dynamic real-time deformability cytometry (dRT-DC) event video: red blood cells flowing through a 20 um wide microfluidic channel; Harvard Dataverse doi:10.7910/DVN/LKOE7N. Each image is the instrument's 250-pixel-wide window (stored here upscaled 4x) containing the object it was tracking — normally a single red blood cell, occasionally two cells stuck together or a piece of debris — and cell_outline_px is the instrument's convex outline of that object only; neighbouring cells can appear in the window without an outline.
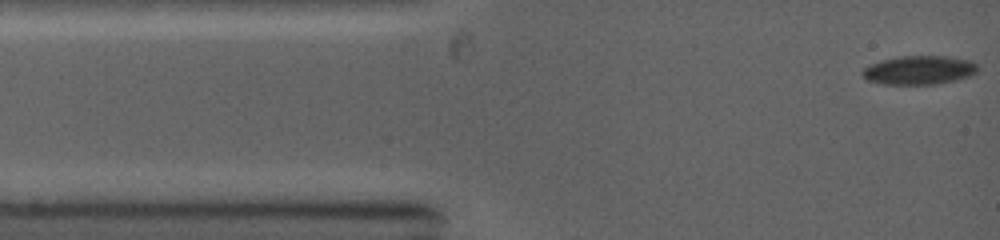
{"species": "common noctule bat (a hibernating species)", "species_latin": "Nyctalus noctula", "temperature_condition": "warm", "stored_images_in_passage": 45, "camera_frame_rate_fps": 5000, "um_per_image_px": 0.085, "animal": {"sex": "female", "body_mass_g": 19.0, "forearm_length_mm": 53.3}, "frame": {"image": 1, "passage_image": 1, "time_ms": 0.0, "image_size_px": [1000, 240], "cell_outline_px": [[980, 68], [976, 72], [968, 76], [956, 80], [936, 84], [884, 84], [864, 80], [860, 72], [868, 64], [880, 60], [900, 56], [952, 56], [972, 60]], "centroid_in_image_um": [78.1, 5.95], "position_along_channel_um": 6.9, "area_um2": 19.71}}
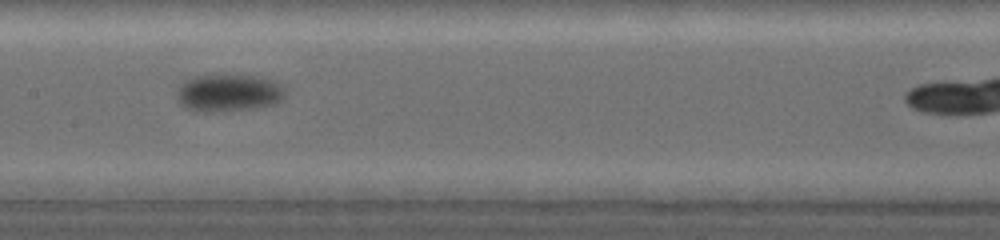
{"frame": {"image": 2, "passage_image": 22, "time_ms": 5.6, "image_size_px": [1000, 240], "cell_outline_px": [[284, 100], [272, 104], [252, 108], [204, 112], [196, 112], [184, 108], [176, 100], [176, 92], [180, 84], [184, 80], [192, 76], [220, 72], [236, 72], [264, 76], [276, 80], [284, 88]], "centroid_in_image_um": [19.39, 7.81], "position_along_channel_um": 188.0, "area_um2": 25.03}}
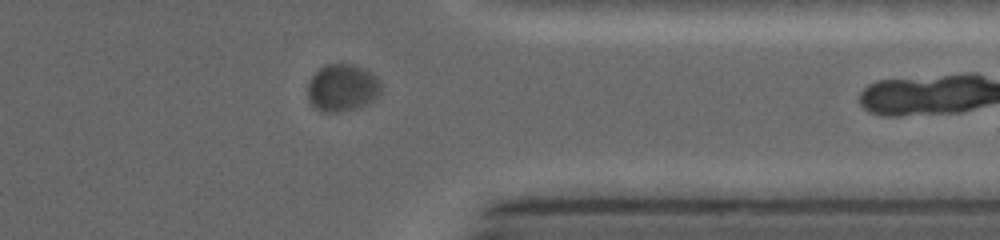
{"frame": {"image": 3, "passage_image": 44, "time_ms": 10.2, "image_size_px": [1000, 240], "cell_outline_px": [[380, 96], [368, 104], [356, 108], [340, 112], [324, 112], [316, 108], [308, 100], [308, 80], [324, 64], [352, 64], [368, 68], [380, 80]], "centroid_in_image_um": [29.12, 7.45], "position_along_channel_um": 382.3, "area_um2": 20.58}}